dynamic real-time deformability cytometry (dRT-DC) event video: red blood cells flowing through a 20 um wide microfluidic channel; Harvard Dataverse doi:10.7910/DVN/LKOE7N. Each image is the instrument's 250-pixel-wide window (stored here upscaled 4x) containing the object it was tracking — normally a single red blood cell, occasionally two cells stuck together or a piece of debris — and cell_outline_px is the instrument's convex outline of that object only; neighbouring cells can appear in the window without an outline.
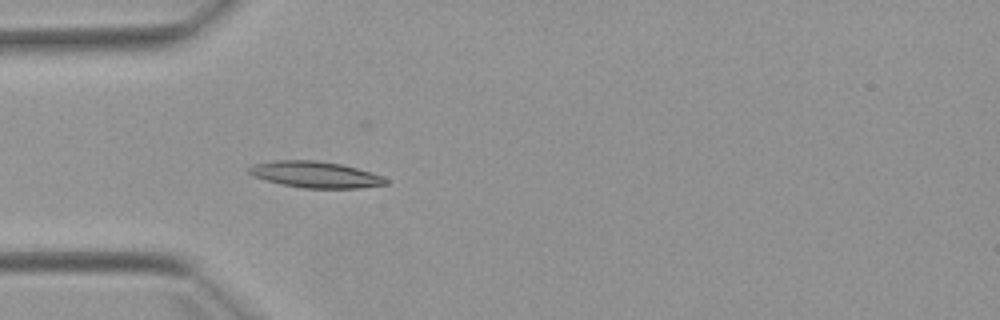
{"species": "Egyptian fruit bat (a non-hibernating species)", "species_latin": "Rousettus aegyptiacus", "temperature_condition": "warm", "stored_images_in_passage": 4, "camera_frame_rate_fps": 3000, "um_per_image_px": 0.085, "animal": {"sex": "female"}, "frame": {"image": 1, "passage_image": 4, "time_ms": 3.667, "image_size_px": [1000, 320], "cell_outline_px": [[388, 184], [360, 188], [304, 188], [280, 184], [252, 176], [248, 172], [248, 168], [252, 164], [276, 160], [316, 160], [340, 164], [356, 168], [384, 176], [388, 180]], "centroid_in_image_um": [26.79, 14.84], "position_along_channel_um": 58.2, "area_um2": 21.04}}